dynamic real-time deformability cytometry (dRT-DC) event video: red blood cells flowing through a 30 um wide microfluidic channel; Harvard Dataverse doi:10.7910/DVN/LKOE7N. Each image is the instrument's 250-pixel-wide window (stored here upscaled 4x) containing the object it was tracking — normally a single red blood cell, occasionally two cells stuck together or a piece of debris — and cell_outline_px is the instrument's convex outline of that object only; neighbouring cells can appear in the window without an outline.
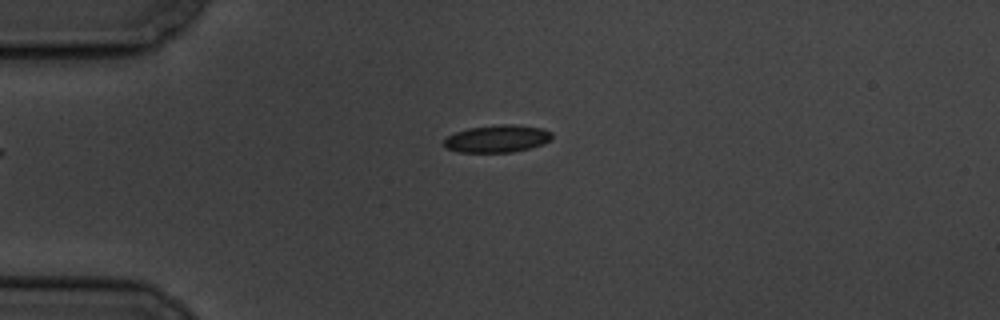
{"species": "common noctule bat (a hibernating species)", "species_latin": "Nyctalus noctula", "temperature_condition": "cold", "stored_images_in_passage": 4, "camera_frame_rate_fps": 3000, "um_per_image_px": 0.085, "animal": {"sex": "male", "body_mass_g": 19.5, "forearm_length_mm": 54.6}, "frame": {"image": 1, "passage_image": 3, "time_ms": 3.333, "image_size_px": [1000, 320], "cell_outline_px": [[552, 140], [544, 144], [512, 152], [456, 152], [444, 148], [444, 140], [448, 136], [456, 132], [468, 128], [500, 124], [512, 124], [544, 128], [552, 132]], "centroid_in_image_um": [42.28, 11.79], "position_along_channel_um": 42.7, "area_um2": 17.4}}